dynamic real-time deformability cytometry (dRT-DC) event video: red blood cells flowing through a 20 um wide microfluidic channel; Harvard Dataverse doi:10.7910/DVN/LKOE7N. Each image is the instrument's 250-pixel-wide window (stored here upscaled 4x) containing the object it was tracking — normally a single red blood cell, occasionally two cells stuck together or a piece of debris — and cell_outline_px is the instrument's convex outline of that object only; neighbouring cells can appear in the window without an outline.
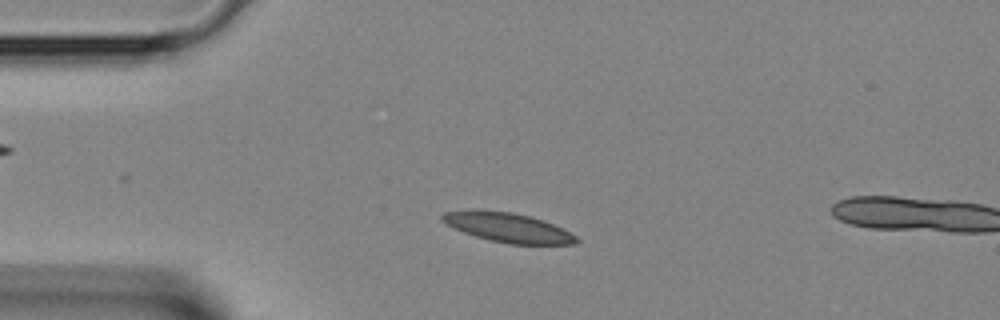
{"species": "Egyptian fruit bat (a non-hibernating species)", "species_latin": "Rousettus aegyptiacus", "temperature_condition": "room temperature", "stored_images_in_passage": 4, "camera_frame_rate_fps": 3000, "um_per_image_px": 0.085, "animal": {"sex": "female"}, "frame": {"image": 1, "passage_image": 3, "time_ms": 0.667, "image_size_px": [1000, 320], "cell_outline_px": [[580, 240], [576, 244], [508, 244], [476, 236], [464, 232], [440, 220], [440, 216], [444, 212], [472, 208], [512, 212], [544, 220], [576, 236]], "centroid_in_image_um": [43.13, 19.31], "position_along_channel_um": 41.9, "area_um2": 22.95}}